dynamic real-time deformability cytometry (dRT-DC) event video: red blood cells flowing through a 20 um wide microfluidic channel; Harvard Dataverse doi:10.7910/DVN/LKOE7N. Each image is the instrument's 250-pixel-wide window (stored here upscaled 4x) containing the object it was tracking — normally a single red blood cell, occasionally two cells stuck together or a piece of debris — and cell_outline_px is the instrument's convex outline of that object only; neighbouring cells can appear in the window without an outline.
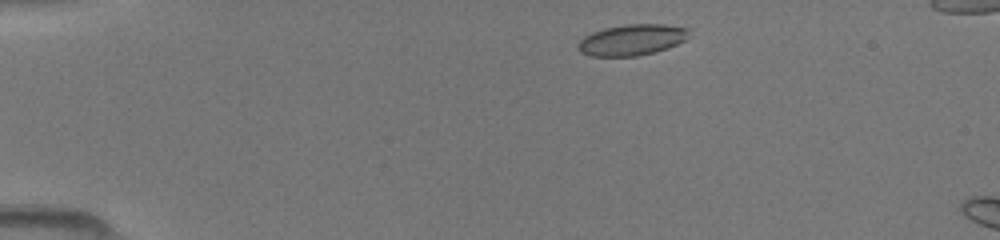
{"species": "common noctule bat (a hibernating species)", "species_latin": "Nyctalus noctula", "temperature_condition": "room temperature", "stored_images_in_passage": 5, "camera_frame_rate_fps": 3000, "um_per_image_px": 0.085, "animal": {"sex": "female", "body_mass_g": 19.5, "forearm_length_mm": 54.1}, "frame": {"image": 1, "passage_image": 1, "time_ms": 0.0, "image_size_px": [1000, 240], "cell_outline_px": [[688, 28], [684, 40], [668, 48], [636, 56], [592, 56], [580, 52], [576, 44], [584, 36], [592, 32], [604, 28], [628, 24], [660, 24]], "centroid_in_image_um": [53.64, 3.39], "position_along_channel_um": 31.4, "area_um2": 19.77}}